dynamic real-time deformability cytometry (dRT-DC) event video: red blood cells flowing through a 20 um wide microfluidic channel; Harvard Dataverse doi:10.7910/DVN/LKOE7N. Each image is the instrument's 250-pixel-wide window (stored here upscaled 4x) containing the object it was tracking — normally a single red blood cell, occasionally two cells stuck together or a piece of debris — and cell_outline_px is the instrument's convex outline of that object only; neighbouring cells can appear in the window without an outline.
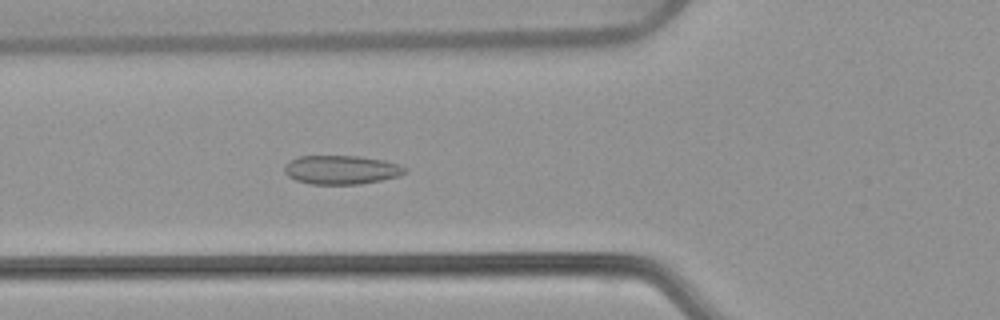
{"species": "common noctule bat (a hibernating species)", "species_latin": "Nyctalus noctula", "temperature_condition": "warm", "stored_images_in_passage": 54, "camera_frame_rate_fps": 3000, "um_per_image_px": 0.085, "animal": {"sex": "female", "body_mass_g": 22.7, "forearm_length_mm": 54.2}, "frame": {"image": 1, "passage_image": 20, "time_ms": 6.333, "image_size_px": [1000, 320], "cell_outline_px": [[408, 172], [400, 176], [360, 184], [312, 184], [296, 180], [288, 176], [284, 172], [284, 168], [292, 160], [300, 156], [356, 156], [384, 160], [408, 168]], "centroid_in_image_um": [29.05, 14.44], "position_along_channel_um": 96.7, "area_um2": 20.11}}
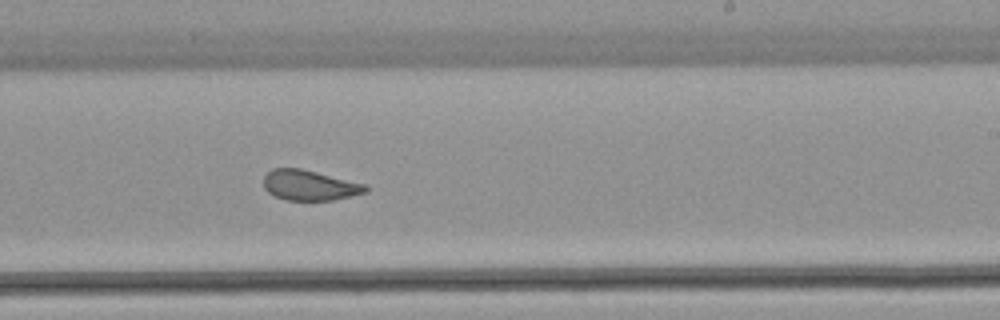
{"frame": {"image": 2, "passage_image": 33, "time_ms": 10.667, "image_size_px": [1000, 320], "cell_outline_px": [[368, 188], [364, 192], [332, 200], [284, 200], [268, 192], [264, 188], [264, 176], [272, 168], [300, 168], [368, 184]], "centroid_in_image_um": [26.3, 15.74], "position_along_channel_um": 262.7, "area_um2": 17.92}}
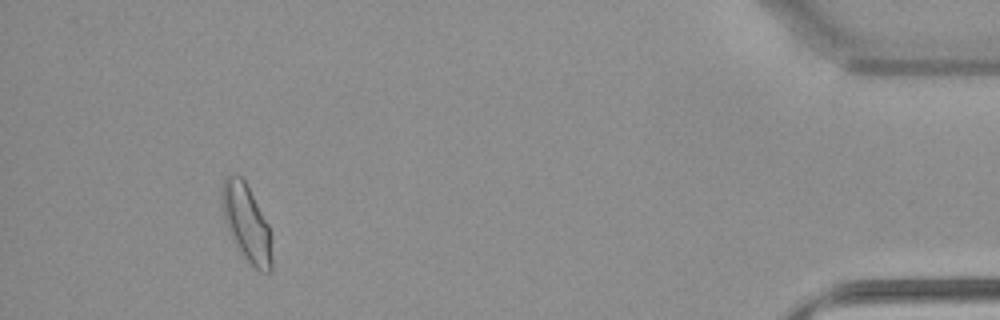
{"frame": {"image": 3, "passage_image": 50, "time_ms": 16.333, "image_size_px": [1000, 320], "cell_outline_px": [[272, 268], [268, 272], [260, 272], [244, 256], [236, 244], [228, 228], [224, 216], [220, 196], [220, 192], [224, 176], [228, 172], [236, 172], [244, 180], [268, 224], [272, 260]], "centroid_in_image_um": [20.92, 18.86], "position_along_channel_um": 414.3, "area_um2": 22.02}, "authors_computed_cell_mechanics": {"area_um2": 20.1144, "velocity_mm_per_s": 3.8287, "shape_relaxation_time_tau1_ms": null, "shape_relaxation_time_tau2_ms": 1.0968, "deformation_change_tau1": null, "deformation_change_tau2": 0.0574}}